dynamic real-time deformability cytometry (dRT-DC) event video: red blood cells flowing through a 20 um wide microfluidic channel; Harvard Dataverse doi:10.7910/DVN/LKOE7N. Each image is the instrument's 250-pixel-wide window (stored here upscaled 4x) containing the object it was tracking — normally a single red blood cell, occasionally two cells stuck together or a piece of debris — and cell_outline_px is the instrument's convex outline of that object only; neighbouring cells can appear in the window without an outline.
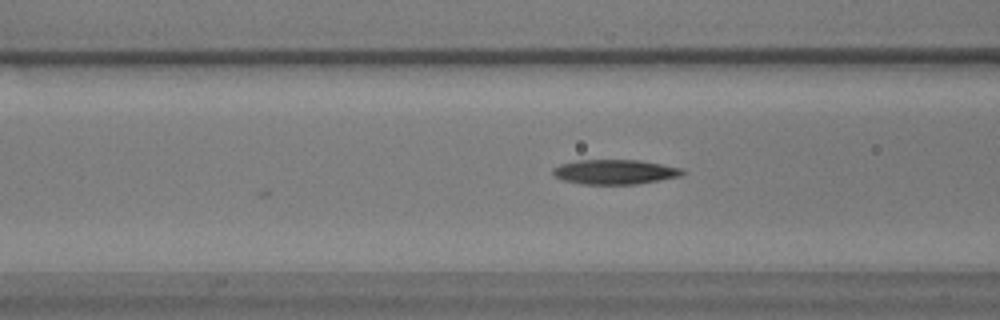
{"species": "common noctule bat (a hibernating species)", "species_latin": "Nyctalus noctula", "temperature_condition": "warm", "stored_images_in_passage": 9, "camera_frame_rate_fps": 3000, "um_per_image_px": 0.085, "animal": {"sex": "male", "body_mass_g": 17.9}, "frame": {"image": 1, "passage_image": 9, "time_ms": 2.667, "image_size_px": [1000, 320], "cell_outline_px": [[684, 172], [680, 176], [636, 184], [580, 184], [564, 180], [556, 176], [552, 172], [552, 168], [560, 164], [576, 160], [640, 160], [680, 168]], "centroid_in_image_um": [52.21, 14.61], "position_along_channel_um": 114.4, "area_um2": 18.44}}